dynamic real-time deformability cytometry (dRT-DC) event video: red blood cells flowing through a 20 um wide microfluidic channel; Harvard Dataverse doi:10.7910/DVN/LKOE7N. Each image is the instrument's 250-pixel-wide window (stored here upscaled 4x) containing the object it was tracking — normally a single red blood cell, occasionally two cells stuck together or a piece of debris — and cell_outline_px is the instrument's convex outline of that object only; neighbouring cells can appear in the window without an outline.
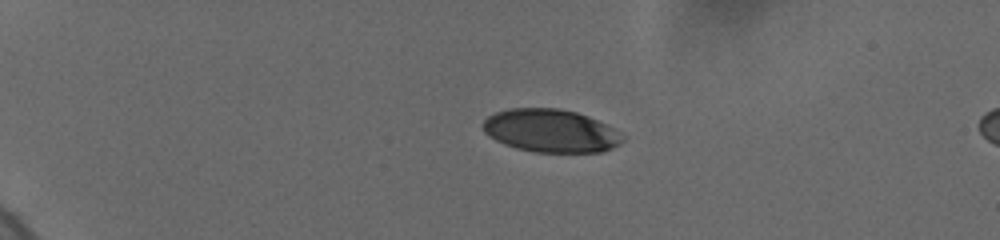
{"species": "human", "species_latin": "Homo sapiens", "temperature_condition": "cold", "stored_images_in_passage": 13, "camera_frame_rate_fps": 3000, "um_per_image_px": 0.085, "donor": {"sex": "female"}, "frame": {"image": 1, "passage_image": 1, "time_ms": 0.0, "image_size_px": [1000, 240], "cell_outline_px": [[624, 140], [620, 144], [612, 148], [600, 152], [536, 152], [516, 148], [504, 144], [488, 136], [484, 132], [480, 124], [488, 116], [496, 112], [508, 108], [560, 108], [576, 112], [588, 116], [612, 128], [624, 136]], "centroid_in_image_um": [46.77, 11.11], "position_along_channel_um": 38.2, "area_um2": 35.08}}